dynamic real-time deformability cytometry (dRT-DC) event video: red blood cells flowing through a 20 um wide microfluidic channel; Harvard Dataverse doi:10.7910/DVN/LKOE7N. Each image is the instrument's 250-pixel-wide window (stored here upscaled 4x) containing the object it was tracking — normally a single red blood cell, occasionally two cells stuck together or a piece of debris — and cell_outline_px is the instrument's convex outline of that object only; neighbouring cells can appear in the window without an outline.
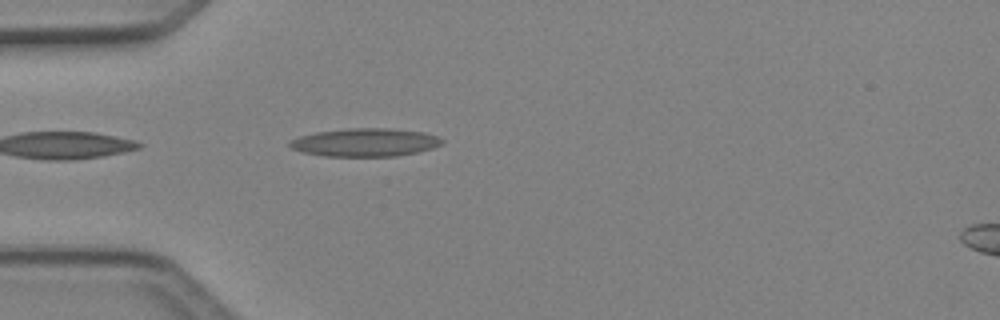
{"species": "Egyptian fruit bat (a non-hibernating species)", "species_latin": "Rousettus aegyptiacus", "temperature_condition": "cold", "stored_images_in_passage": 36, "camera_frame_rate_fps": 3000, "um_per_image_px": 0.085, "animal": {"sex": "female"}, "frame": {"image": 1, "passage_image": 2, "time_ms": 0.333, "image_size_px": [1000, 320], "cell_outline_px": [[444, 140], [440, 144], [432, 148], [416, 152], [396, 156], [324, 156], [304, 152], [292, 148], [288, 144], [288, 140], [300, 136], [316, 132], [348, 128], [388, 128], [424, 132], [436, 136]], "centroid_in_image_um": [31.01, 12.1], "position_along_channel_um": 54.0, "area_um2": 24.85}}
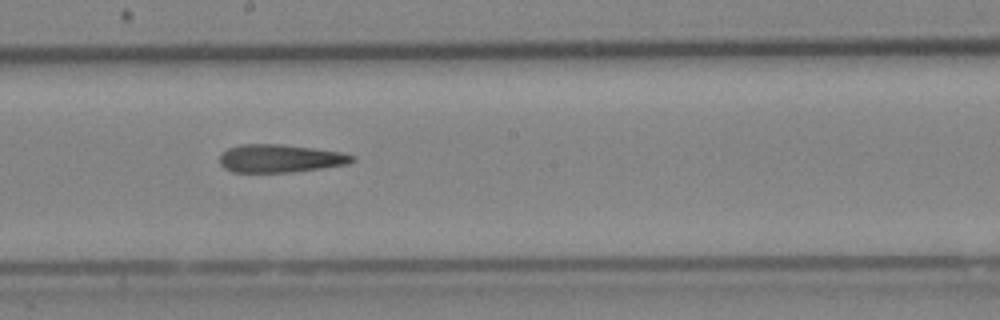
{"frame": {"image": 2, "passage_image": 15, "time_ms": 4.667, "image_size_px": [1000, 320], "cell_outline_px": [[356, 160], [348, 164], [292, 172], [232, 172], [224, 168], [220, 164], [220, 156], [228, 148], [240, 144], [280, 144], [344, 152], [356, 156]], "centroid_in_image_um": [23.84, 13.46], "position_along_channel_um": 224.4, "area_um2": 21.68}}
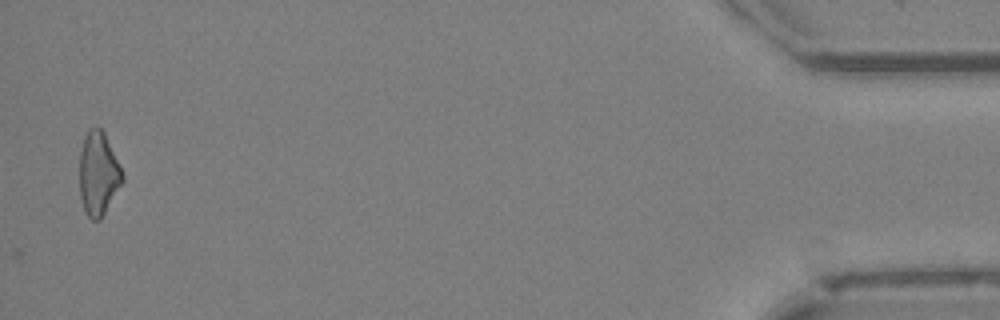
{"frame": {"image": 3, "passage_image": 36, "time_ms": 11.667, "image_size_px": [1000, 320], "cell_outline_px": [[124, 180], [100, 220], [92, 220], [88, 216], [84, 208], [80, 196], [80, 152], [84, 136], [88, 128], [100, 128], [104, 132], [124, 176]], "centroid_in_image_um": [8.35, 14.76], "position_along_channel_um": 426.9, "area_um2": 20.58}}